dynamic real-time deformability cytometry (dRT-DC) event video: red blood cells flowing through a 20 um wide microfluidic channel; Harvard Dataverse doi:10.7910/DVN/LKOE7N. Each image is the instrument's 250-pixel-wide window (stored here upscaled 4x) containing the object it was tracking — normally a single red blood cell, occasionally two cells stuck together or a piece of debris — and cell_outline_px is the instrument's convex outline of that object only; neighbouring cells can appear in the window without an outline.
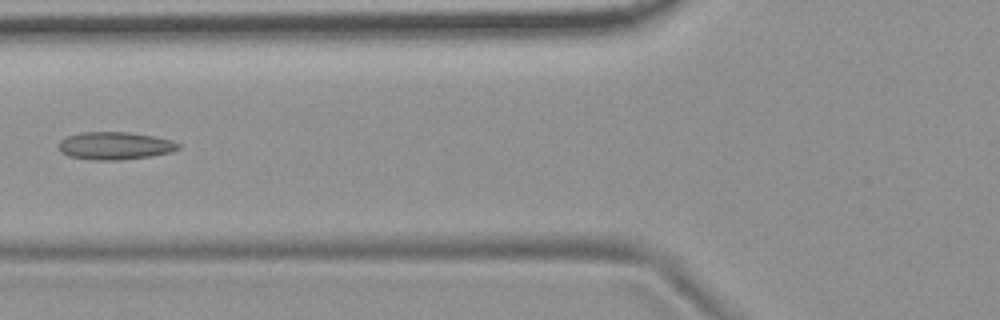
{"species": "common noctule bat (a hibernating species)", "species_latin": "Nyctalus noctula", "temperature_condition": "room temperature", "stored_images_in_passage": 6, "camera_frame_rate_fps": 3000, "um_per_image_px": 0.085, "animal": {"sex": "female", "body_mass_g": 19.9}, "frame": {"image": 1, "passage_image": 6, "time_ms": 5.667, "image_size_px": [1000, 320], "cell_outline_px": [[180, 148], [172, 152], [152, 156], [120, 160], [92, 160], [68, 156], [60, 152], [60, 140], [68, 136], [80, 132], [128, 132], [152, 136], [172, 140], [180, 144]], "centroid_in_image_um": [9.78, 12.39], "position_along_channel_um": 116.0, "area_um2": 19.36}}